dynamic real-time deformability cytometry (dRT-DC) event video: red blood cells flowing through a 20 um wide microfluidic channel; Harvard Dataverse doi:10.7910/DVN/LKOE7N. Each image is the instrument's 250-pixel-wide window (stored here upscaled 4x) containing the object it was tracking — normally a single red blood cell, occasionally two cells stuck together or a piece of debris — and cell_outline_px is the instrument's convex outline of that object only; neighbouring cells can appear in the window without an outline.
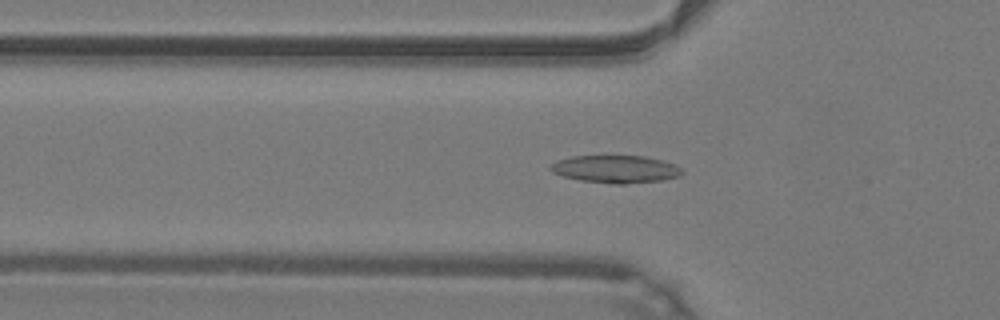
{"species": "common noctule bat (a hibernating species)", "species_latin": "Nyctalus noctula", "temperature_condition": "warm", "stored_images_in_passage": 42, "camera_frame_rate_fps": 3000, "um_per_image_px": 0.085, "animal": {"sex": "male", "body_mass_g": 19.2, "forearm_length_mm": 51.8}, "frame": {"image": 1, "passage_image": 10, "time_ms": 3.0, "image_size_px": [1000, 320], "cell_outline_px": [[684, 172], [680, 176], [664, 180], [624, 184], [616, 184], [580, 180], [564, 176], [552, 172], [548, 168], [556, 160], [572, 156], [644, 156], [676, 164]], "centroid_in_image_um": [52.34, 14.37], "position_along_channel_um": 73.5, "area_um2": 21.15}}
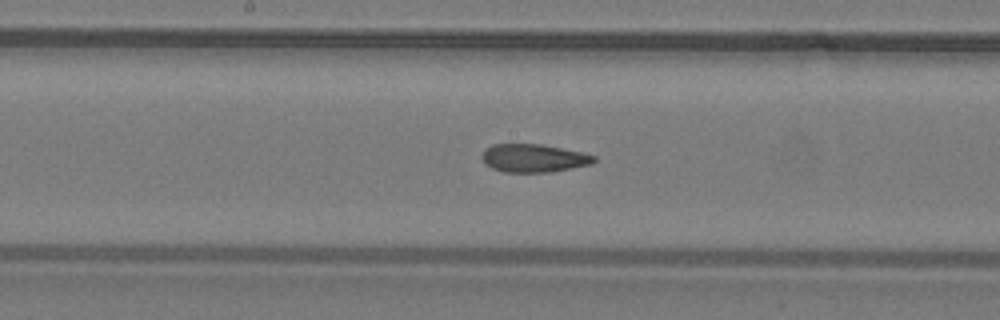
{"frame": {"image": 2, "passage_image": 19, "time_ms": 6.0, "image_size_px": [1000, 320], "cell_outline_px": [[596, 160], [592, 164], [548, 172], [504, 172], [492, 168], [484, 164], [480, 156], [492, 144], [540, 144], [580, 152], [596, 156]], "centroid_in_image_um": [45.33, 13.44], "position_along_channel_um": 202.9, "area_um2": 18.21}}
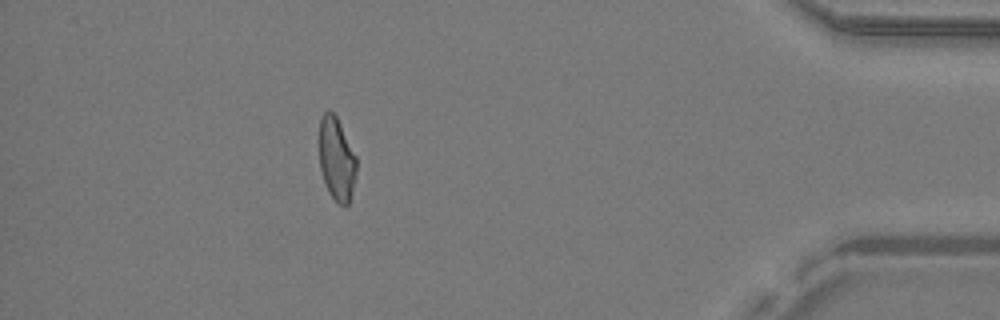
{"frame": {"image": 3, "passage_image": 37, "time_ms": 12.0, "image_size_px": [1000, 320], "cell_outline_px": [[356, 176], [348, 204], [340, 204], [328, 192], [320, 168], [320, 116], [328, 108], [336, 116], [356, 156]], "centroid_in_image_um": [28.6, 13.48], "position_along_channel_um": 406.6, "area_um2": 17.74}, "authors_computed_cell_mechanics": {"area_um2": 19.1896, "velocity_mm_per_s": 4.2728, "shape_relaxation_time_tau1_ms": null, "shape_relaxation_time_tau2_ms": 2.4727, "deformation_change_tau1": null, "deformation_change_tau2": 0.11}}